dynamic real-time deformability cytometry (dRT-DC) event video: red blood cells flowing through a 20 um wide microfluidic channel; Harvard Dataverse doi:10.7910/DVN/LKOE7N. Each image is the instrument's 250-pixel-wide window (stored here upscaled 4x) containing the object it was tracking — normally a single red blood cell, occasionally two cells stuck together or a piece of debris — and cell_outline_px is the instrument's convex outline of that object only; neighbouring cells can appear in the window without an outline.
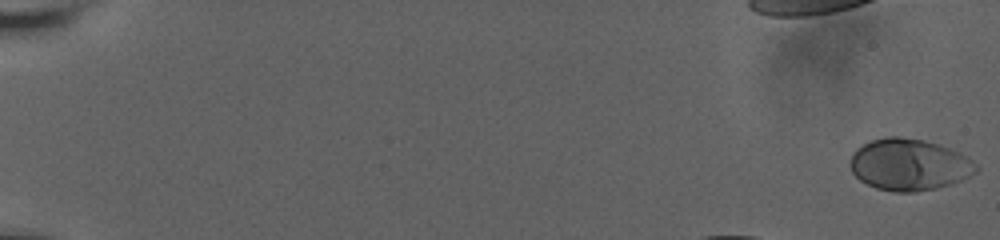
{"species": "human", "species_latin": "Homo sapiens", "temperature_condition": "room temperature", "stored_images_in_passage": 46, "camera_frame_rate_fps": 3000, "um_per_image_px": 0.085, "donor": {"sex": "male"}, "frame": {"image": 1, "passage_image": 1, "time_ms": 0.0, "image_size_px": [1000, 240], "cell_outline_px": [[980, 168], [976, 172], [952, 184], [936, 188], [912, 192], [896, 192], [876, 188], [860, 180], [852, 172], [848, 164], [852, 152], [856, 148], [872, 140], [884, 136], [900, 136], [924, 140], [940, 144], [972, 160]], "centroid_in_image_um": [77.24, 13.98], "position_along_channel_um": 7.8, "area_um2": 37.97}}
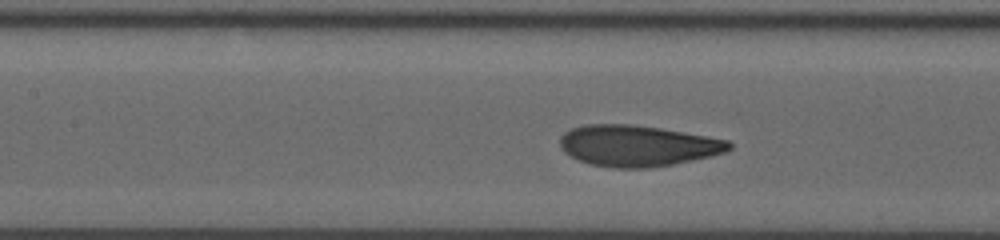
{"frame": {"image": 2, "passage_image": 24, "time_ms": 7.667, "image_size_px": [1000, 240], "cell_outline_px": [[732, 148], [724, 152], [692, 160], [652, 168], [612, 168], [588, 164], [576, 160], [564, 152], [560, 148], [560, 136], [564, 132], [572, 128], [584, 124], [632, 124], [660, 128], [684, 132], [728, 140], [732, 144]], "centroid_in_image_um": [54.13, 12.39], "position_along_channel_um": 153.3, "area_um2": 40.69}}
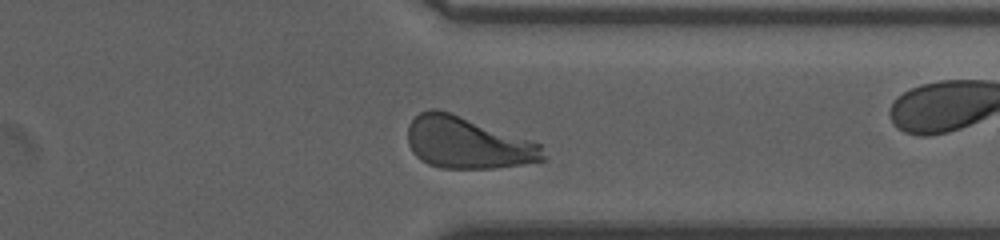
{"frame": {"image": 3, "passage_image": 42, "time_ms": 13.667, "image_size_px": [1000, 240], "cell_outline_px": [[548, 160], [496, 168], [440, 168], [428, 164], [420, 160], [412, 152], [408, 144], [408, 124], [420, 112], [432, 108], [436, 108], [460, 116], [540, 144]], "centroid_in_image_um": [39.7, 12.16], "position_along_channel_um": 371.7, "area_um2": 40.4}, "authors_computed_cell_mechanics": {"area_um2": 40.1421, "velocity_mm_per_s": 3.6425, "shape_relaxation_time_tau1_ms": 3.5996, "shape_relaxation_time_tau2_ms": null, "deformation_change_tau1": 0.1508, "deformation_change_tau2": null}}